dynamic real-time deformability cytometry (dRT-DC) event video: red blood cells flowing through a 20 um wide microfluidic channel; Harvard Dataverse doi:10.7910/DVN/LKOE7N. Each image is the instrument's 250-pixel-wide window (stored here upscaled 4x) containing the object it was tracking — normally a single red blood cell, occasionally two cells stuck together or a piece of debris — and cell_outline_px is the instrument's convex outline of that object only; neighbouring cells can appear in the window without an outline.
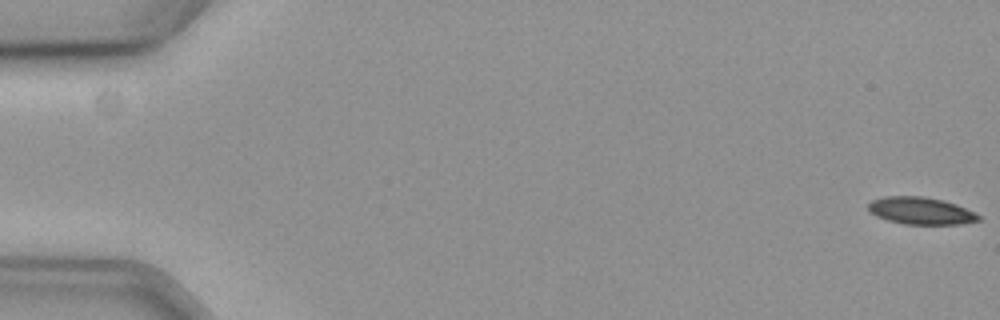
{"species": "common noctule bat (a hibernating species)", "species_latin": "Nyctalus noctula", "temperature_condition": "cold", "stored_images_in_passage": 11, "camera_frame_rate_fps": 3000, "um_per_image_px": 0.085, "animal": {"sex": "female", "body_mass_g": 19.3, "forearm_length_mm": 54.1}, "frame": {"image": 1, "passage_image": 1, "time_ms": 0.0, "image_size_px": [1000, 320], "cell_outline_px": [[980, 220], [960, 224], [904, 224], [888, 220], [876, 216], [868, 208], [868, 204], [872, 200], [884, 196], [924, 196], [944, 200], [956, 204], [980, 216]], "centroid_in_image_um": [78.25, 17.91], "position_along_channel_um": 6.8, "area_um2": 17.34}}